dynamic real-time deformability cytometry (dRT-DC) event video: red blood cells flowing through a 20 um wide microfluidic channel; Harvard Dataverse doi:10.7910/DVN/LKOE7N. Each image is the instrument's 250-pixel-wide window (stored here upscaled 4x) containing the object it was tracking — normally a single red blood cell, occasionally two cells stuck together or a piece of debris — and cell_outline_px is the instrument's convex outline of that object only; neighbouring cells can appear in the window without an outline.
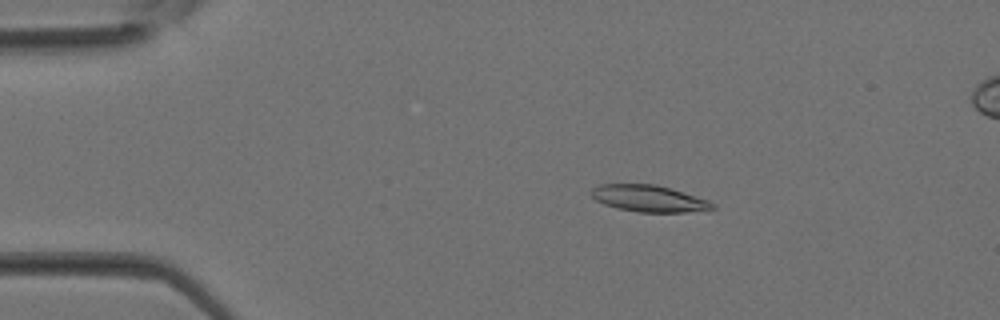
{"species": "Egyptian fruit bat (a non-hibernating species)", "species_latin": "Rousettus aegyptiacus", "temperature_condition": "room temperature", "stored_images_in_passage": 38, "segment_of_instrument_passage": [1, 2], "camera_frame_rate_fps": 3000, "um_per_image_px": 0.085, "animal": {"sex": "female"}, "frame": {"image": 1, "passage_image": 7, "time_ms": 2.0, "image_size_px": [1000, 320], "cell_outline_px": [[716, 208], [684, 212], [636, 212], [616, 208], [604, 204], [596, 200], [592, 196], [592, 188], [600, 184], [656, 184], [708, 200], [716, 204]], "centroid_in_image_um": [55.14, 16.87], "position_along_channel_um": 29.9, "area_um2": 18.67}}
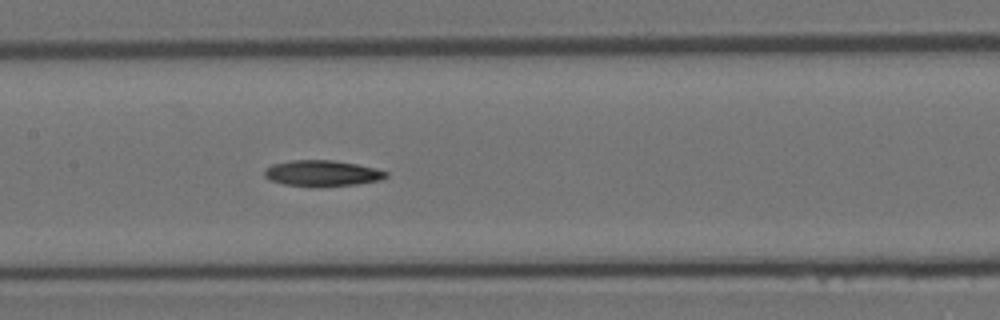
{"frame": {"image": 2, "passage_image": 18, "time_ms": 5.667, "image_size_px": [1000, 320], "cell_outline_px": [[388, 176], [380, 180], [356, 184], [284, 184], [272, 180], [264, 176], [264, 168], [272, 164], [292, 160], [332, 160], [356, 164], [376, 168], [388, 172]], "centroid_in_image_um": [27.39, 14.68], "position_along_channel_um": 180.0, "area_um2": 17.57}}
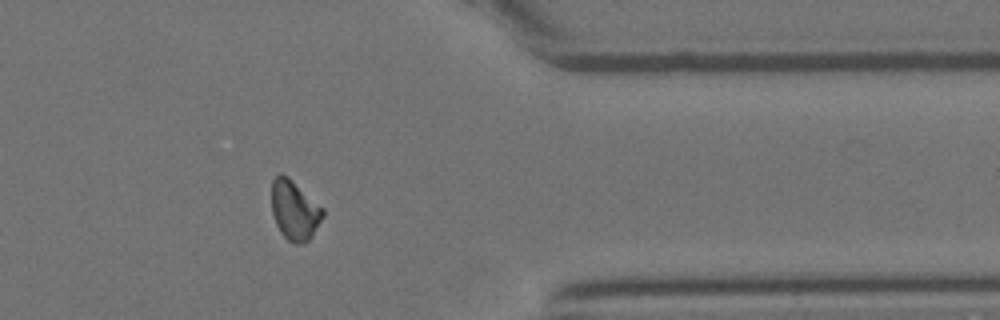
{"frame": {"image": 3, "passage_image": 30, "time_ms": 9.667, "image_size_px": [1000, 320], "cell_outline_px": [[324, 216], [308, 240], [304, 244], [296, 244], [288, 240], [280, 232], [276, 224], [272, 212], [272, 180], [280, 172], [288, 176], [324, 208]], "centroid_in_image_um": [25.03, 17.85], "position_along_channel_um": 386.4, "area_um2": 17.8}}